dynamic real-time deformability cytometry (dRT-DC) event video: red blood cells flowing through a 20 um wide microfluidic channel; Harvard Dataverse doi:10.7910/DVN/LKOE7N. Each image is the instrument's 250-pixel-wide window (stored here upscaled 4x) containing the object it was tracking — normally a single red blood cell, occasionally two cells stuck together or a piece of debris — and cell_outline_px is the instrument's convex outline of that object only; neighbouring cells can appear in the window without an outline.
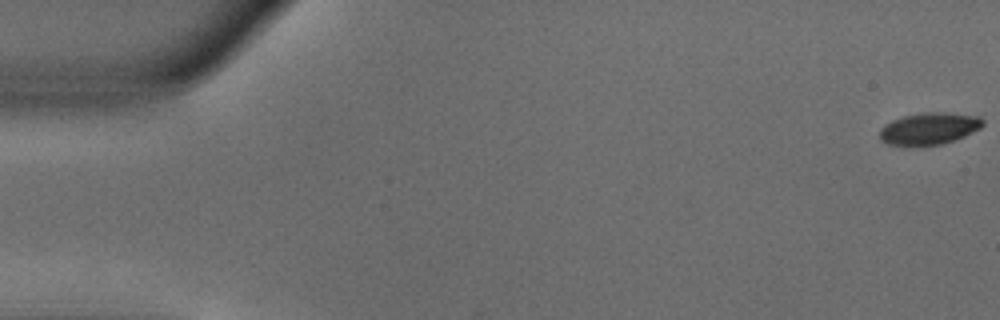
{"species": "common noctule bat (a hibernating species)", "species_latin": "Nyctalus noctula", "temperature_condition": "warm", "stored_images_in_passage": 53, "camera_frame_rate_fps": 3000, "um_per_image_px": 0.085, "animal": {"sex": "male", "body_mass_g": 18.8}, "frame": {"image": 1, "passage_image": 1, "time_ms": 0.0, "image_size_px": [1000, 320], "cell_outline_px": [[984, 124], [980, 128], [964, 136], [940, 144], [888, 144], [880, 140], [880, 128], [884, 124], [892, 120], [904, 116], [924, 112], [944, 112], [980, 116], [984, 120]], "centroid_in_image_um": [78.99, 10.89], "position_along_channel_um": 6.0, "area_um2": 18.84}}
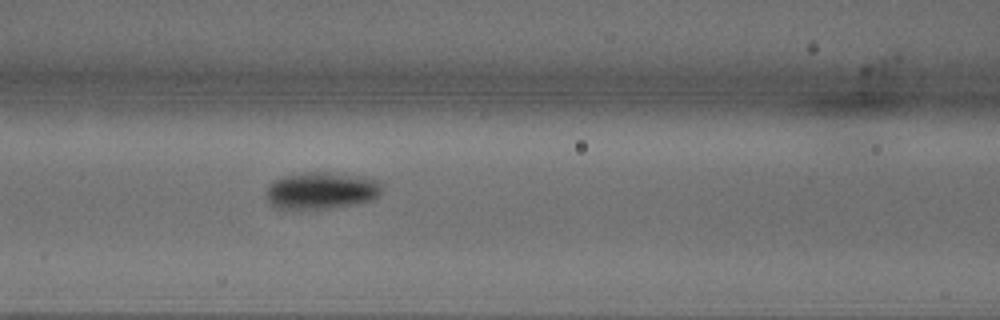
{"frame": {"image": 2, "passage_image": 23, "time_ms": 7.333, "image_size_px": [1000, 320], "cell_outline_px": [[380, 196], [356, 204], [328, 208], [276, 208], [268, 200], [268, 184], [272, 180], [284, 176], [304, 172], [328, 172], [360, 176], [376, 180], [380, 184]], "centroid_in_image_um": [27.3, 16.18], "position_along_channel_um": 139.3, "area_um2": 24.57}}
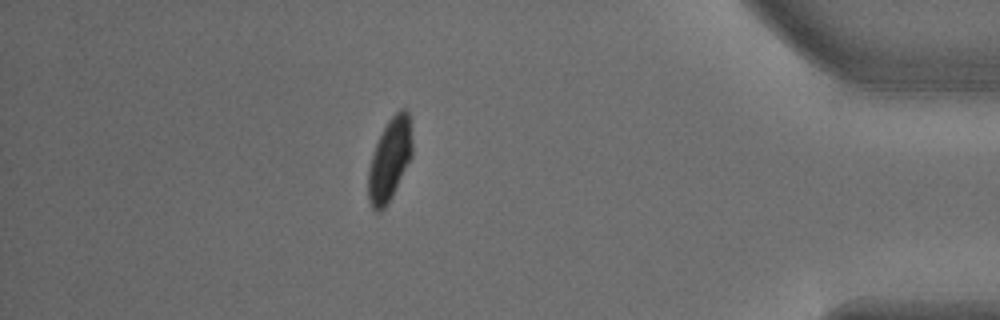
{"frame": {"image": 3, "passage_image": 47, "time_ms": 15.333, "image_size_px": [1000, 320], "cell_outline_px": [[412, 156], [392, 196], [384, 208], [380, 212], [376, 212], [372, 208], [368, 200], [368, 172], [372, 156], [376, 144], [388, 120], [400, 108], [408, 108], [412, 144]], "centroid_in_image_um": [33.12, 13.57], "position_along_channel_um": 402.1, "area_um2": 20.98}, "authors_computed_cell_mechanics": {"area_um2": 21.675, "velocity_mm_per_s": 3.8099, "shape_relaxation_time_tau1_ms": 2.4159, "shape_relaxation_time_tau2_ms": null, "deformation_change_tau1": 0.1494, "deformation_change_tau2": null}}